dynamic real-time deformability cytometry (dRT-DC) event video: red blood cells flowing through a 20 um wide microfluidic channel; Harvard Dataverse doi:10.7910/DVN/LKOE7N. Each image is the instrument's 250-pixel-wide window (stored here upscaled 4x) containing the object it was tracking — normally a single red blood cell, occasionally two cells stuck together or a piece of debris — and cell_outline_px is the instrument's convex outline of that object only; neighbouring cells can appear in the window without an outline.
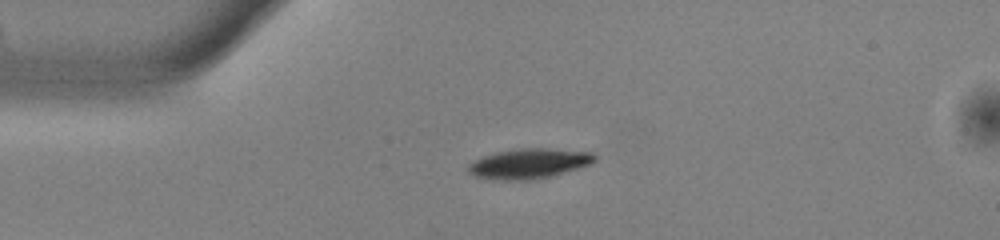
{"species": "common noctule bat (a hibernating species)", "species_latin": "Nyctalus noctula", "temperature_condition": "warm", "stored_images_in_passage": 15, "camera_frame_rate_fps": 3000, "um_per_image_px": 0.085, "animal": {"sex": "male", "body_mass_g": 13.0, "forearm_length_mm": 53.1}, "frame": {"image": 1, "passage_image": 1, "time_ms": 0.0, "image_size_px": [1000, 240], "cell_outline_px": [[596, 160], [592, 164], [580, 168], [552, 176], [528, 180], [504, 180], [476, 176], [468, 172], [468, 164], [484, 156], [496, 152], [520, 148], [544, 148], [592, 152], [596, 156]], "centroid_in_image_um": [45.02, 13.9], "position_along_channel_um": 40.0, "area_um2": 22.02}}
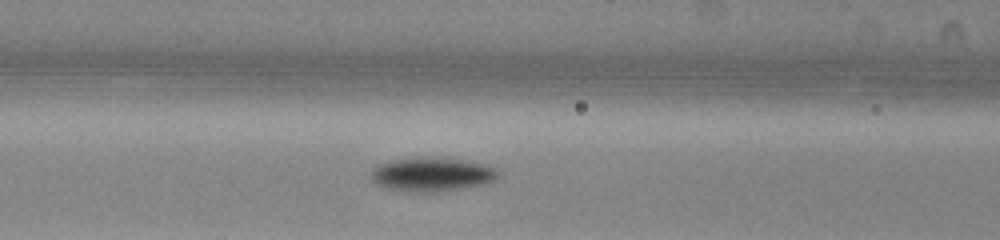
{"frame": {"image": 2, "passage_image": 10, "time_ms": 3.0, "image_size_px": [1000, 240], "cell_outline_px": [[500, 176], [496, 180], [488, 184], [432, 192], [408, 192], [388, 188], [376, 184], [368, 176], [368, 172], [376, 164], [384, 160], [396, 156], [420, 152], [432, 152], [460, 156], [496, 164], [500, 172]], "centroid_in_image_um": [36.75, 14.66], "position_along_channel_um": 129.8, "area_um2": 28.73}}
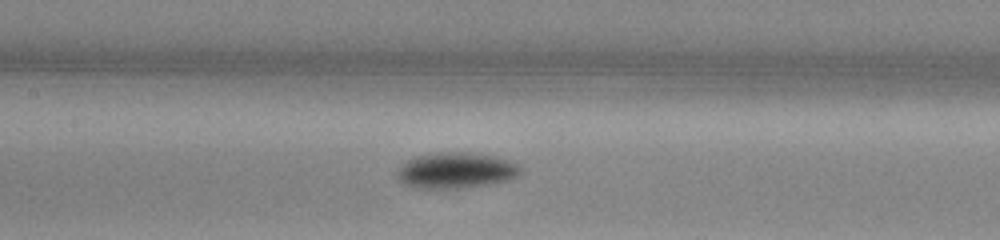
{"frame": {"image": 3, "passage_image": 13, "time_ms": 4.0, "image_size_px": [1000, 240], "cell_outline_px": [[524, 168], [520, 176], [512, 180], [492, 184], [468, 188], [416, 188], [404, 184], [396, 176], [396, 168], [404, 160], [420, 152], [440, 148], [456, 148], [488, 152], [524, 160]], "centroid_in_image_um": [38.9, 14.36], "position_along_channel_um": 168.5, "area_um2": 29.42}}